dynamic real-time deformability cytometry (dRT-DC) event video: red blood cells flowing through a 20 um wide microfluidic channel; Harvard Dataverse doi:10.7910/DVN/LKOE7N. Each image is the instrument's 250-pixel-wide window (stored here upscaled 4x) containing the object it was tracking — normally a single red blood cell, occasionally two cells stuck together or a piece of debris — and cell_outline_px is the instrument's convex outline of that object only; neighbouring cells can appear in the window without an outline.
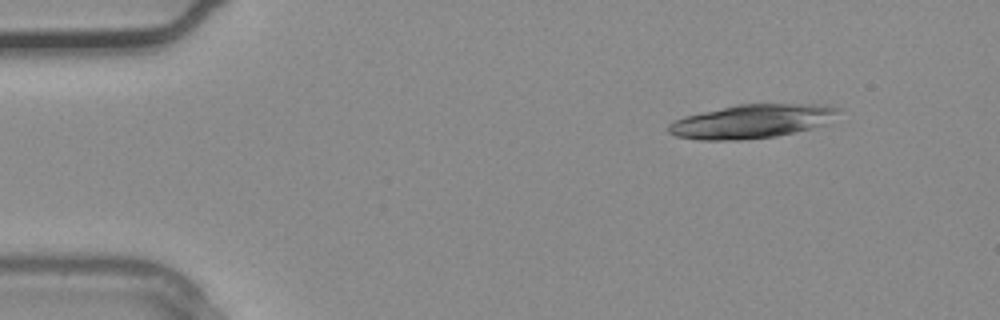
{"species": "common noctule bat (a hibernating species)", "species_latin": "Nyctalus noctula", "temperature_condition": "warm", "stored_images_in_passage": 2, "camera_frame_rate_fps": 3000, "um_per_image_px": 0.085, "animal": {"sex": "male", "body_mass_g": 20.4}, "frame": {"image": 1, "passage_image": 1, "time_ms": 0.0, "image_size_px": [1000, 320], "cell_outline_px": [[844, 108], [824, 124], [812, 128], [776, 136], [740, 140], [700, 140], [676, 136], [668, 132], [668, 124], [672, 120], [684, 116], [700, 112], [736, 104], [824, 104]], "centroid_in_image_um": [63.88, 10.3], "position_along_channel_um": 21.1, "area_um2": 33.58}}